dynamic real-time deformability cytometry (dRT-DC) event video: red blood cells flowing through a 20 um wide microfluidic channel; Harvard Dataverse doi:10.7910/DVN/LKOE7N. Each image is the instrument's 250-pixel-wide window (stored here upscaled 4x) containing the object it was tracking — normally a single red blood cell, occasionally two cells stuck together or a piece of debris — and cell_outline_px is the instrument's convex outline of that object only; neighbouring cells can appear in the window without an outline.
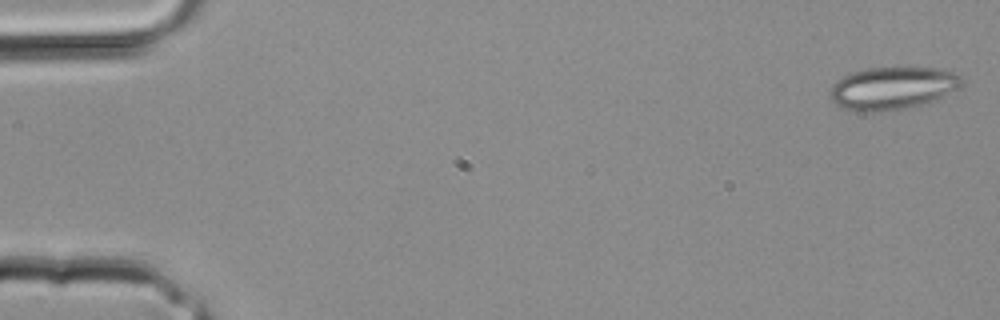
{"species": "common noctule bat (a hibernating species)", "species_latin": "Nyctalus noctula", "temperature_condition": "room temperature", "stored_images_in_passage": 34, "camera_frame_rate_fps": 3000, "um_per_image_px": 0.085, "animal": {"sex": "male", "body_mass_g": 20.4}, "frame": {"image": 1, "passage_image": 1, "time_ms": 0.0, "image_size_px": [1000, 320], "cell_outline_px": [[964, 80], [960, 88], [940, 100], [880, 112], [852, 112], [836, 104], [832, 100], [832, 84], [836, 80], [852, 72], [868, 68], [940, 68], [952, 72], [960, 76]], "centroid_in_image_um": [75.91, 7.5], "position_along_channel_um": 9.1, "area_um2": 32.83}}
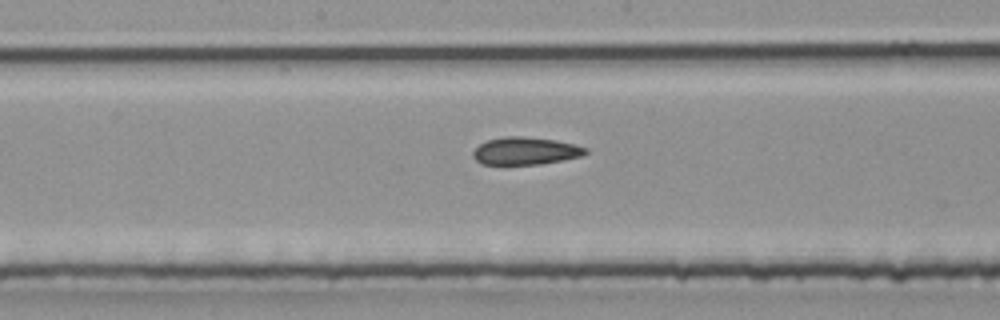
{"frame": {"image": 2, "passage_image": 18, "time_ms": 5.667, "image_size_px": [1000, 320], "cell_outline_px": [[588, 152], [580, 156], [564, 160], [540, 164], [480, 164], [472, 156], [472, 152], [480, 144], [488, 140], [504, 136], [524, 136], [556, 140], [588, 148]], "centroid_in_image_um": [44.65, 12.83], "position_along_channel_um": 203.5, "area_um2": 18.03}}
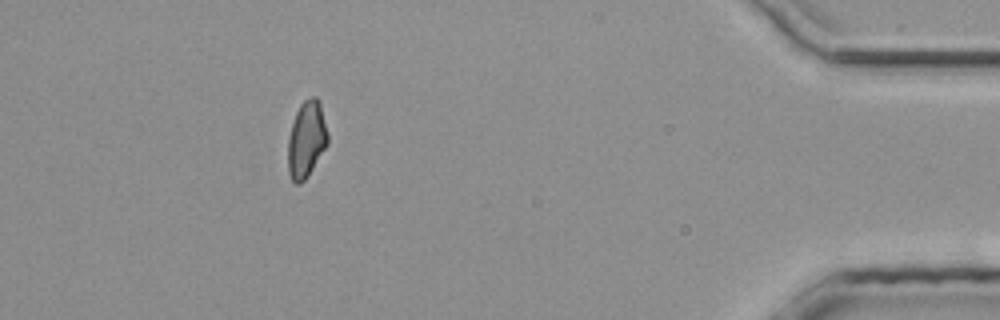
{"frame": {"image": 3, "passage_image": 31, "time_ms": 10.0, "image_size_px": [1000, 320], "cell_outline_px": [[328, 144], [308, 176], [300, 184], [296, 184], [292, 180], [288, 172], [288, 136], [296, 112], [300, 104], [304, 100], [312, 96], [316, 96], [320, 104], [328, 132]], "centroid_in_image_um": [26.05, 11.86], "position_along_channel_um": 409.2, "area_um2": 17.8}}